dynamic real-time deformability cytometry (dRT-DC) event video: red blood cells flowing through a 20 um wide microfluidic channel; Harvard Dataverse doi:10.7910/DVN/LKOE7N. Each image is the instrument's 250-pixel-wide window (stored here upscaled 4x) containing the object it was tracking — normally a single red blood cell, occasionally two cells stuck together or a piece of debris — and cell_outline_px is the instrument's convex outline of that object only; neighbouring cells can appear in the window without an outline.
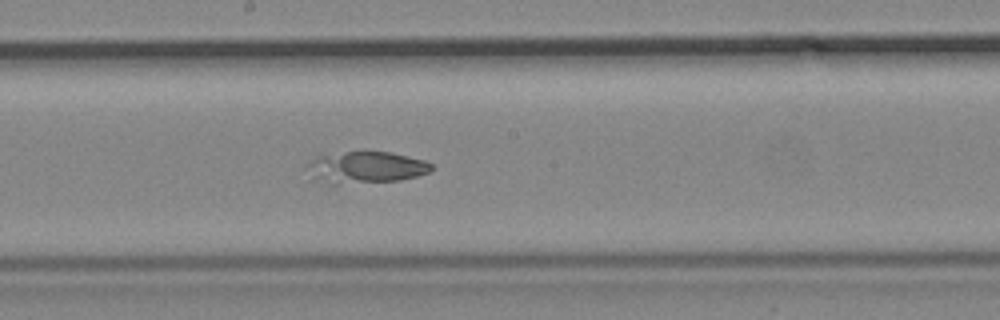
{"species": "common noctule bat (a hibernating species)", "species_latin": "Nyctalus noctula", "temperature_condition": "cold", "stored_images_in_passage": 9, "camera_frame_rate_fps": 3000, "um_per_image_px": 0.085, "animal": {"sex": "male", "body_mass_g": 19.2, "forearm_length_mm": 51.8}, "frame": {"image": 1, "passage_image": 9, "time_ms": 10.333, "image_size_px": [1000, 320], "cell_outline_px": [[432, 168], [428, 172], [416, 176], [400, 180], [336, 184], [332, 184], [312, 180], [304, 168], [316, 156], [344, 152], [392, 152], [424, 160], [432, 164]], "centroid_in_image_um": [31.02, 14.23], "position_along_channel_um": 217.2, "area_um2": 23.06}}